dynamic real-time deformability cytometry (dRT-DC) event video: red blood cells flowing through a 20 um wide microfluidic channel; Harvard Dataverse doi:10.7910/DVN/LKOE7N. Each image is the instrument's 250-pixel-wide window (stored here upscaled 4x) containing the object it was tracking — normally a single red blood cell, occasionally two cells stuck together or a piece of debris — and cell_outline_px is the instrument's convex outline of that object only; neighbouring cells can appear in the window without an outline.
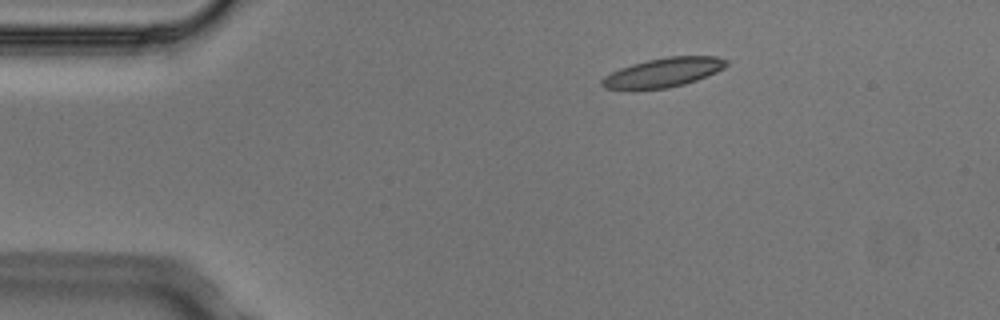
{"species": "Egyptian fruit bat (a non-hibernating species)", "species_latin": "Rousettus aegyptiacus", "temperature_condition": "cold", "stored_images_in_passage": 4, "camera_frame_rate_fps": 3000, "um_per_image_px": 0.085, "animal": {"sex": "male"}, "frame": {"image": 1, "passage_image": 3, "time_ms": 0.667, "image_size_px": [1000, 320], "cell_outline_px": [[728, 64], [724, 68], [716, 72], [696, 80], [684, 84], [668, 88], [632, 92], [628, 92], [604, 88], [600, 84], [600, 80], [604, 76], [620, 68], [632, 64], [648, 60], [668, 56], [716, 56], [728, 60]], "centroid_in_image_um": [56.3, 6.2], "position_along_channel_um": 28.7, "area_um2": 21.85}}